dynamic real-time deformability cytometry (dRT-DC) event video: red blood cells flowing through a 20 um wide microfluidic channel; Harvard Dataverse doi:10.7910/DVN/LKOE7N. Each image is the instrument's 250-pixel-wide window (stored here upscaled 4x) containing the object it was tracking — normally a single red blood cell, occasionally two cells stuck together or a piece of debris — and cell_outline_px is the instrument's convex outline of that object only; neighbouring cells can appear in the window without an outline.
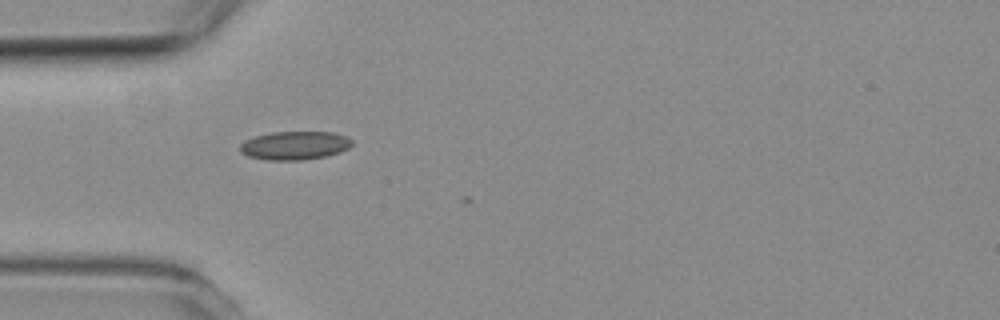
{"species": "common noctule bat (a hibernating species)", "species_latin": "Nyctalus noctula", "temperature_condition": "room temperature", "stored_images_in_passage": 3, "camera_frame_rate_fps": 3000, "um_per_image_px": 0.085, "animal": {"sex": "female", "body_mass_g": 19.3, "forearm_length_mm": 54.1}, "frame": {"image": 1, "passage_image": 2, "time_ms": 2.0, "image_size_px": [1000, 320], "cell_outline_px": [[352, 144], [348, 148], [340, 152], [324, 156], [300, 160], [268, 160], [248, 156], [240, 152], [240, 144], [256, 136], [272, 132], [332, 132], [344, 136], [352, 140]], "centroid_in_image_um": [25.05, 12.37], "position_along_channel_um": 60.0, "area_um2": 18.32}}
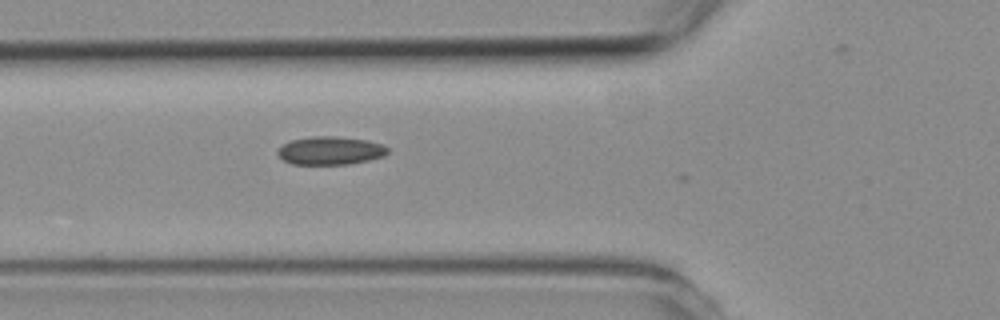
{"frame": {"image": 2, "passage_image": 3, "time_ms": 3.0, "image_size_px": [1000, 320], "cell_outline_px": [[388, 152], [384, 156], [368, 160], [348, 164], [292, 164], [284, 160], [276, 152], [284, 144], [292, 140], [316, 136], [336, 136], [368, 140], [380, 144], [388, 148]], "centroid_in_image_um": [28.09, 12.8], "position_along_channel_um": 97.7, "area_um2": 17.86}}